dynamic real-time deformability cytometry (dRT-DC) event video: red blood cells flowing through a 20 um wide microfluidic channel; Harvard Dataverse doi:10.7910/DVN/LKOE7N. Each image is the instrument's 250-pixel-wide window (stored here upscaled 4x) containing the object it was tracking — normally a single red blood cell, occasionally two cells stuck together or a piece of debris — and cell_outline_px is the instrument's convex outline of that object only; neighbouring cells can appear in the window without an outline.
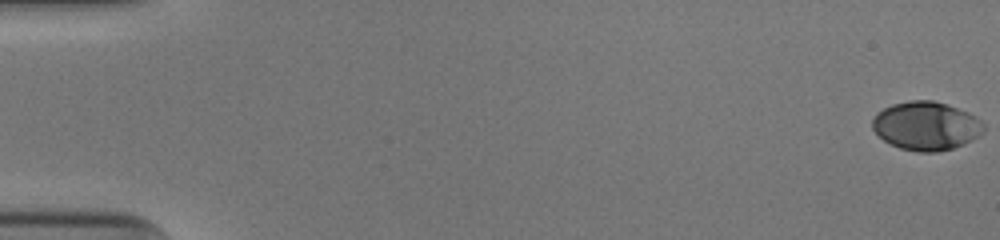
{"species": "human", "species_latin": "Homo sapiens", "temperature_condition": "cold", "stored_images_in_passage": 53, "camera_frame_rate_fps": 3000, "um_per_image_px": 0.085, "donor": {"sex": "male"}, "frame": {"image": 1, "passage_image": 1, "time_ms": 0.0, "image_size_px": [1000, 240], "cell_outline_px": [[984, 132], [964, 144], [952, 148], [936, 152], [916, 152], [900, 148], [884, 140], [872, 128], [872, 120], [876, 112], [892, 104], [908, 100], [932, 100], [968, 112], [976, 116], [984, 124]], "centroid_in_image_um": [78.71, 10.7], "position_along_channel_um": 6.3, "area_um2": 31.44}}
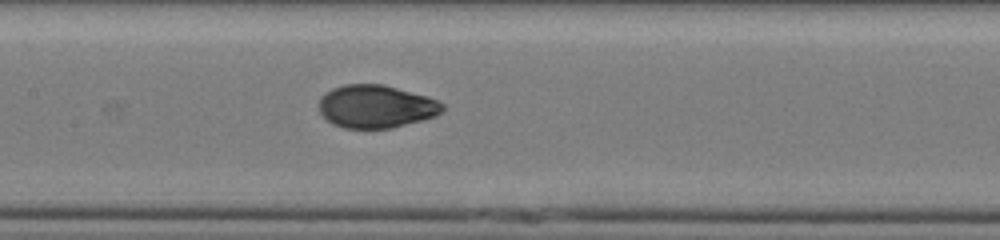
{"frame": {"image": 2, "passage_image": 27, "time_ms": 8.667, "image_size_px": [1000, 240], "cell_outline_px": [[444, 108], [436, 116], [424, 120], [392, 128], [344, 128], [332, 124], [320, 112], [320, 96], [324, 92], [332, 88], [344, 84], [384, 84], [428, 96], [444, 104]], "centroid_in_image_um": [31.97, 9.04], "position_along_channel_um": 175.4, "area_um2": 31.1}}
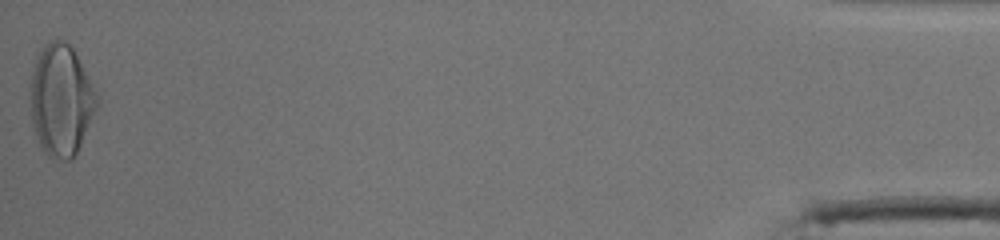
{"frame": {"image": 3, "passage_image": 53, "time_ms": 17.333, "image_size_px": [1000, 240], "cell_outline_px": [[100, 100], [80, 144], [72, 160], [52, 160], [44, 152], [40, 144], [32, 120], [32, 72], [36, 56], [44, 44], [52, 40], [64, 40], [72, 48], [96, 92]], "centroid_in_image_um": [5.2, 8.53], "position_along_channel_um": 430.0, "area_um2": 42.37}, "authors_computed_cell_mechanics": {"area_um2": 31.0964, "velocity_mm_per_s": 3.9772, "shape_relaxation_time_tau1_ms": 4.7143, "shape_relaxation_time_tau2_ms": 0.7259, "deformation_change_tau1": 0.1964, "deformation_change_tau2": 0.0423}}